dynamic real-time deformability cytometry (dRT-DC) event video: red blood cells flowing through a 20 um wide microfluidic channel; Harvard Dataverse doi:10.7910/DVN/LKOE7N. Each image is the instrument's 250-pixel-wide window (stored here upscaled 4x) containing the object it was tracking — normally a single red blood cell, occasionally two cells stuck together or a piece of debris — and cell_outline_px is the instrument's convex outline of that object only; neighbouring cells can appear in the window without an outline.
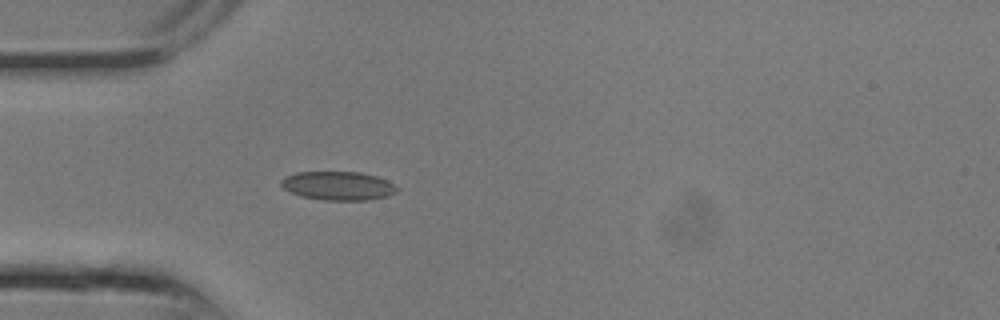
{"species": "common noctule bat (a hibernating species)", "species_latin": "Nyctalus noctula", "temperature_condition": "room temperature", "stored_images_in_passage": 2, "camera_frame_rate_fps": 3000, "um_per_image_px": 0.085, "animal": {"sex": "male", "body_mass_g": 13.3}, "frame": {"image": 1, "passage_image": 2, "time_ms": 0.333, "image_size_px": [1000, 320], "cell_outline_px": [[400, 188], [396, 192], [388, 196], [368, 200], [324, 200], [300, 196], [284, 188], [280, 184], [280, 180], [284, 176], [296, 172], [360, 172], [376, 176], [388, 180]], "centroid_in_image_um": [28.75, 15.79], "position_along_channel_um": 56.2, "area_um2": 19.54}}